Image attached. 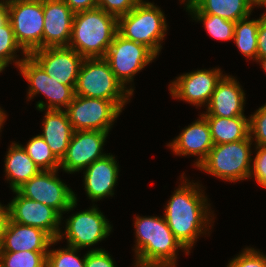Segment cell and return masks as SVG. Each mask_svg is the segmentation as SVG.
Listing matches in <instances>:
<instances>
[{"mask_svg":"<svg viewBox=\"0 0 266 267\" xmlns=\"http://www.w3.org/2000/svg\"><path fill=\"white\" fill-rule=\"evenodd\" d=\"M5 158L6 180L12 191L20 188L25 182L34 177L41 170L28 156L22 145L12 143Z\"/></svg>","mask_w":266,"mask_h":267,"instance_id":"cell-23","label":"cell"},{"mask_svg":"<svg viewBox=\"0 0 266 267\" xmlns=\"http://www.w3.org/2000/svg\"><path fill=\"white\" fill-rule=\"evenodd\" d=\"M74 12H81L97 8L98 0H63Z\"/></svg>","mask_w":266,"mask_h":267,"instance_id":"cell-38","label":"cell"},{"mask_svg":"<svg viewBox=\"0 0 266 267\" xmlns=\"http://www.w3.org/2000/svg\"><path fill=\"white\" fill-rule=\"evenodd\" d=\"M9 219V206L0 203V240Z\"/></svg>","mask_w":266,"mask_h":267,"instance_id":"cell-39","label":"cell"},{"mask_svg":"<svg viewBox=\"0 0 266 267\" xmlns=\"http://www.w3.org/2000/svg\"><path fill=\"white\" fill-rule=\"evenodd\" d=\"M259 19L250 20L249 17L235 23L233 41L241 54L257 61V33Z\"/></svg>","mask_w":266,"mask_h":267,"instance_id":"cell-26","label":"cell"},{"mask_svg":"<svg viewBox=\"0 0 266 267\" xmlns=\"http://www.w3.org/2000/svg\"><path fill=\"white\" fill-rule=\"evenodd\" d=\"M192 4L202 13L233 22L249 17L255 6L251 0H195Z\"/></svg>","mask_w":266,"mask_h":267,"instance_id":"cell-25","label":"cell"},{"mask_svg":"<svg viewBox=\"0 0 266 267\" xmlns=\"http://www.w3.org/2000/svg\"><path fill=\"white\" fill-rule=\"evenodd\" d=\"M193 20L203 22L206 31L216 40H233L235 23L220 16L200 12L193 4L185 8Z\"/></svg>","mask_w":266,"mask_h":267,"instance_id":"cell-27","label":"cell"},{"mask_svg":"<svg viewBox=\"0 0 266 267\" xmlns=\"http://www.w3.org/2000/svg\"><path fill=\"white\" fill-rule=\"evenodd\" d=\"M125 88L104 57L85 58L75 85V95L113 101L121 110L134 88Z\"/></svg>","mask_w":266,"mask_h":267,"instance_id":"cell-4","label":"cell"},{"mask_svg":"<svg viewBox=\"0 0 266 267\" xmlns=\"http://www.w3.org/2000/svg\"><path fill=\"white\" fill-rule=\"evenodd\" d=\"M74 131L109 132L122 110L113 102L75 95L65 109Z\"/></svg>","mask_w":266,"mask_h":267,"instance_id":"cell-8","label":"cell"},{"mask_svg":"<svg viewBox=\"0 0 266 267\" xmlns=\"http://www.w3.org/2000/svg\"><path fill=\"white\" fill-rule=\"evenodd\" d=\"M141 0H98L97 8L103 9L117 18L128 14Z\"/></svg>","mask_w":266,"mask_h":267,"instance_id":"cell-35","label":"cell"},{"mask_svg":"<svg viewBox=\"0 0 266 267\" xmlns=\"http://www.w3.org/2000/svg\"><path fill=\"white\" fill-rule=\"evenodd\" d=\"M256 62L261 63L262 68L266 72V57L265 58H258Z\"/></svg>","mask_w":266,"mask_h":267,"instance_id":"cell-43","label":"cell"},{"mask_svg":"<svg viewBox=\"0 0 266 267\" xmlns=\"http://www.w3.org/2000/svg\"><path fill=\"white\" fill-rule=\"evenodd\" d=\"M117 28L118 18L103 9L77 12L68 47L84 58L105 57Z\"/></svg>","mask_w":266,"mask_h":267,"instance_id":"cell-3","label":"cell"},{"mask_svg":"<svg viewBox=\"0 0 266 267\" xmlns=\"http://www.w3.org/2000/svg\"><path fill=\"white\" fill-rule=\"evenodd\" d=\"M112 226L96 205L79 211L66 219L65 232H60L57 240L66 237L68 246L82 249L101 242L109 236ZM65 234V236H63Z\"/></svg>","mask_w":266,"mask_h":267,"instance_id":"cell-12","label":"cell"},{"mask_svg":"<svg viewBox=\"0 0 266 267\" xmlns=\"http://www.w3.org/2000/svg\"><path fill=\"white\" fill-rule=\"evenodd\" d=\"M20 49L22 50V54L24 56L21 59L16 58L18 57L16 51H19ZM27 55L28 54L18 44L13 28L9 20H7L2 26H0V71L2 72L9 63L11 64L12 61H15L14 63L18 67Z\"/></svg>","mask_w":266,"mask_h":267,"instance_id":"cell-29","label":"cell"},{"mask_svg":"<svg viewBox=\"0 0 266 267\" xmlns=\"http://www.w3.org/2000/svg\"><path fill=\"white\" fill-rule=\"evenodd\" d=\"M251 1L255 6H260V7L266 2V0H251Z\"/></svg>","mask_w":266,"mask_h":267,"instance_id":"cell-44","label":"cell"},{"mask_svg":"<svg viewBox=\"0 0 266 267\" xmlns=\"http://www.w3.org/2000/svg\"><path fill=\"white\" fill-rule=\"evenodd\" d=\"M18 44L29 55L43 48V1L5 3Z\"/></svg>","mask_w":266,"mask_h":267,"instance_id":"cell-9","label":"cell"},{"mask_svg":"<svg viewBox=\"0 0 266 267\" xmlns=\"http://www.w3.org/2000/svg\"><path fill=\"white\" fill-rule=\"evenodd\" d=\"M253 141L249 136L244 140L214 145L197 168L229 183L247 180L252 167Z\"/></svg>","mask_w":266,"mask_h":267,"instance_id":"cell-6","label":"cell"},{"mask_svg":"<svg viewBox=\"0 0 266 267\" xmlns=\"http://www.w3.org/2000/svg\"><path fill=\"white\" fill-rule=\"evenodd\" d=\"M47 252H0V267H46Z\"/></svg>","mask_w":266,"mask_h":267,"instance_id":"cell-30","label":"cell"},{"mask_svg":"<svg viewBox=\"0 0 266 267\" xmlns=\"http://www.w3.org/2000/svg\"><path fill=\"white\" fill-rule=\"evenodd\" d=\"M167 146L179 156H199L194 165L200 166L214 146L207 119L201 114Z\"/></svg>","mask_w":266,"mask_h":267,"instance_id":"cell-20","label":"cell"},{"mask_svg":"<svg viewBox=\"0 0 266 267\" xmlns=\"http://www.w3.org/2000/svg\"><path fill=\"white\" fill-rule=\"evenodd\" d=\"M166 23L158 6L141 0L128 14L118 17L117 32L126 39L145 45L157 56L162 49Z\"/></svg>","mask_w":266,"mask_h":267,"instance_id":"cell-5","label":"cell"},{"mask_svg":"<svg viewBox=\"0 0 266 267\" xmlns=\"http://www.w3.org/2000/svg\"><path fill=\"white\" fill-rule=\"evenodd\" d=\"M43 70L64 85H76L83 56L69 47H48L29 54Z\"/></svg>","mask_w":266,"mask_h":267,"instance_id":"cell-16","label":"cell"},{"mask_svg":"<svg viewBox=\"0 0 266 267\" xmlns=\"http://www.w3.org/2000/svg\"><path fill=\"white\" fill-rule=\"evenodd\" d=\"M57 171L42 170L17 191L28 199L52 207L62 216L64 212L76 207L77 197L72 189L57 177Z\"/></svg>","mask_w":266,"mask_h":267,"instance_id":"cell-10","label":"cell"},{"mask_svg":"<svg viewBox=\"0 0 266 267\" xmlns=\"http://www.w3.org/2000/svg\"><path fill=\"white\" fill-rule=\"evenodd\" d=\"M266 57V13L259 18L257 33V59Z\"/></svg>","mask_w":266,"mask_h":267,"instance_id":"cell-37","label":"cell"},{"mask_svg":"<svg viewBox=\"0 0 266 267\" xmlns=\"http://www.w3.org/2000/svg\"><path fill=\"white\" fill-rule=\"evenodd\" d=\"M182 176L185 180L166 204L164 218L173 235L190 252L198 236L209 231L213 216L201 185L188 182L184 173Z\"/></svg>","mask_w":266,"mask_h":267,"instance_id":"cell-1","label":"cell"},{"mask_svg":"<svg viewBox=\"0 0 266 267\" xmlns=\"http://www.w3.org/2000/svg\"><path fill=\"white\" fill-rule=\"evenodd\" d=\"M195 0H181V3L183 2H185L184 4H185V6L187 7L188 5H190V4H192L193 2H194Z\"/></svg>","mask_w":266,"mask_h":267,"instance_id":"cell-45","label":"cell"},{"mask_svg":"<svg viewBox=\"0 0 266 267\" xmlns=\"http://www.w3.org/2000/svg\"><path fill=\"white\" fill-rule=\"evenodd\" d=\"M249 128L250 138L255 140V145L266 146V104L249 116Z\"/></svg>","mask_w":266,"mask_h":267,"instance_id":"cell-32","label":"cell"},{"mask_svg":"<svg viewBox=\"0 0 266 267\" xmlns=\"http://www.w3.org/2000/svg\"><path fill=\"white\" fill-rule=\"evenodd\" d=\"M135 267H175L177 250L189 251L173 235L164 216L135 217Z\"/></svg>","mask_w":266,"mask_h":267,"instance_id":"cell-2","label":"cell"},{"mask_svg":"<svg viewBox=\"0 0 266 267\" xmlns=\"http://www.w3.org/2000/svg\"><path fill=\"white\" fill-rule=\"evenodd\" d=\"M17 68L28 81V99L41 93L48 99L47 104L42 100L38 101L37 110H65L74 99L75 85H64L51 78L30 55H27Z\"/></svg>","mask_w":266,"mask_h":267,"instance_id":"cell-7","label":"cell"},{"mask_svg":"<svg viewBox=\"0 0 266 267\" xmlns=\"http://www.w3.org/2000/svg\"><path fill=\"white\" fill-rule=\"evenodd\" d=\"M245 93L236 78L223 75L218 81L204 117L233 118L244 115Z\"/></svg>","mask_w":266,"mask_h":267,"instance_id":"cell-19","label":"cell"},{"mask_svg":"<svg viewBox=\"0 0 266 267\" xmlns=\"http://www.w3.org/2000/svg\"><path fill=\"white\" fill-rule=\"evenodd\" d=\"M42 122V134H39L50 147L54 156L61 162L64 158L71 137L73 128L69 122L65 110H45Z\"/></svg>","mask_w":266,"mask_h":267,"instance_id":"cell-22","label":"cell"},{"mask_svg":"<svg viewBox=\"0 0 266 267\" xmlns=\"http://www.w3.org/2000/svg\"><path fill=\"white\" fill-rule=\"evenodd\" d=\"M108 134L106 131H74L60 169L70 174L79 172L104 157L106 153L102 151Z\"/></svg>","mask_w":266,"mask_h":267,"instance_id":"cell-15","label":"cell"},{"mask_svg":"<svg viewBox=\"0 0 266 267\" xmlns=\"http://www.w3.org/2000/svg\"><path fill=\"white\" fill-rule=\"evenodd\" d=\"M222 76L220 68L192 71L182 74L172 81L169 84V91L173 98L201 107L209 104Z\"/></svg>","mask_w":266,"mask_h":267,"instance_id":"cell-14","label":"cell"},{"mask_svg":"<svg viewBox=\"0 0 266 267\" xmlns=\"http://www.w3.org/2000/svg\"><path fill=\"white\" fill-rule=\"evenodd\" d=\"M16 196L8 203L9 219L16 223L37 227L56 240L61 232L62 216L52 207L22 196L17 190Z\"/></svg>","mask_w":266,"mask_h":267,"instance_id":"cell-13","label":"cell"},{"mask_svg":"<svg viewBox=\"0 0 266 267\" xmlns=\"http://www.w3.org/2000/svg\"><path fill=\"white\" fill-rule=\"evenodd\" d=\"M156 55L145 45L126 39L118 32L104 57L116 78L126 87L140 70L152 63Z\"/></svg>","mask_w":266,"mask_h":267,"instance_id":"cell-11","label":"cell"},{"mask_svg":"<svg viewBox=\"0 0 266 267\" xmlns=\"http://www.w3.org/2000/svg\"><path fill=\"white\" fill-rule=\"evenodd\" d=\"M227 267H266V255L252 247L230 260Z\"/></svg>","mask_w":266,"mask_h":267,"instance_id":"cell-33","label":"cell"},{"mask_svg":"<svg viewBox=\"0 0 266 267\" xmlns=\"http://www.w3.org/2000/svg\"><path fill=\"white\" fill-rule=\"evenodd\" d=\"M6 114H5V112L3 111V109H1V107H0V132L2 131L1 129V127H3L2 125H3V123H5V119H6Z\"/></svg>","mask_w":266,"mask_h":267,"instance_id":"cell-41","label":"cell"},{"mask_svg":"<svg viewBox=\"0 0 266 267\" xmlns=\"http://www.w3.org/2000/svg\"><path fill=\"white\" fill-rule=\"evenodd\" d=\"M214 145L247 139L250 136L249 117H205Z\"/></svg>","mask_w":266,"mask_h":267,"instance_id":"cell-24","label":"cell"},{"mask_svg":"<svg viewBox=\"0 0 266 267\" xmlns=\"http://www.w3.org/2000/svg\"><path fill=\"white\" fill-rule=\"evenodd\" d=\"M4 3H15V2H28V1H44V0H2Z\"/></svg>","mask_w":266,"mask_h":267,"instance_id":"cell-42","label":"cell"},{"mask_svg":"<svg viewBox=\"0 0 266 267\" xmlns=\"http://www.w3.org/2000/svg\"><path fill=\"white\" fill-rule=\"evenodd\" d=\"M256 155L252 160L251 173L249 178L254 177L257 184L266 188V146L256 145Z\"/></svg>","mask_w":266,"mask_h":267,"instance_id":"cell-34","label":"cell"},{"mask_svg":"<svg viewBox=\"0 0 266 267\" xmlns=\"http://www.w3.org/2000/svg\"><path fill=\"white\" fill-rule=\"evenodd\" d=\"M44 230L16 223L8 219L0 240V252H48L52 244L57 243Z\"/></svg>","mask_w":266,"mask_h":267,"instance_id":"cell-18","label":"cell"},{"mask_svg":"<svg viewBox=\"0 0 266 267\" xmlns=\"http://www.w3.org/2000/svg\"><path fill=\"white\" fill-rule=\"evenodd\" d=\"M43 48L68 47L75 13L63 0H44Z\"/></svg>","mask_w":266,"mask_h":267,"instance_id":"cell-17","label":"cell"},{"mask_svg":"<svg viewBox=\"0 0 266 267\" xmlns=\"http://www.w3.org/2000/svg\"><path fill=\"white\" fill-rule=\"evenodd\" d=\"M85 267H116L113 258L104 249H91L86 253Z\"/></svg>","mask_w":266,"mask_h":267,"instance_id":"cell-36","label":"cell"},{"mask_svg":"<svg viewBox=\"0 0 266 267\" xmlns=\"http://www.w3.org/2000/svg\"><path fill=\"white\" fill-rule=\"evenodd\" d=\"M22 147L41 171L60 169V161L54 156L41 136L33 137L26 146Z\"/></svg>","mask_w":266,"mask_h":267,"instance_id":"cell-28","label":"cell"},{"mask_svg":"<svg viewBox=\"0 0 266 267\" xmlns=\"http://www.w3.org/2000/svg\"><path fill=\"white\" fill-rule=\"evenodd\" d=\"M84 189L93 202L114 195L119 166L113 155L108 153L84 169Z\"/></svg>","mask_w":266,"mask_h":267,"instance_id":"cell-21","label":"cell"},{"mask_svg":"<svg viewBox=\"0 0 266 267\" xmlns=\"http://www.w3.org/2000/svg\"><path fill=\"white\" fill-rule=\"evenodd\" d=\"M8 20V13L5 3L0 0V26H2Z\"/></svg>","mask_w":266,"mask_h":267,"instance_id":"cell-40","label":"cell"},{"mask_svg":"<svg viewBox=\"0 0 266 267\" xmlns=\"http://www.w3.org/2000/svg\"><path fill=\"white\" fill-rule=\"evenodd\" d=\"M80 249L67 245V248L48 250L46 267H85L86 254L80 258Z\"/></svg>","mask_w":266,"mask_h":267,"instance_id":"cell-31","label":"cell"}]
</instances>
